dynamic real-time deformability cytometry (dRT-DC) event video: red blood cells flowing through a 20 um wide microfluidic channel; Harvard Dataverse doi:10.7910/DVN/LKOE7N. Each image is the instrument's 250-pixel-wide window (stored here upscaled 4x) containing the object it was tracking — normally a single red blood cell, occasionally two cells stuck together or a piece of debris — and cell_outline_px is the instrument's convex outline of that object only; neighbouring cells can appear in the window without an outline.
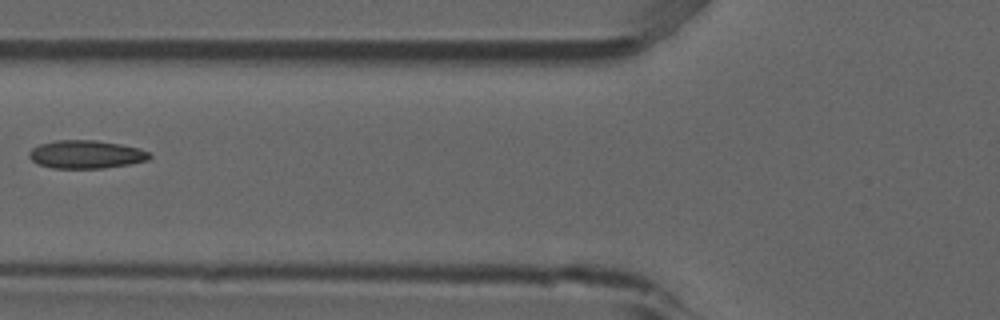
{"species": "common noctule bat (a hibernating species)", "species_latin": "Nyctalus noctula", "temperature_condition": "room temperature", "stored_images_in_passage": 6, "camera_frame_rate_fps": 3000, "um_per_image_px": 0.085, "animal": {"sex": "male", "forearm_length_mm": 52.5}, "frame": {"image": 1, "passage_image": 6, "time_ms": 1.667, "image_size_px": [1000, 320], "cell_outline_px": [[152, 156], [148, 160], [128, 164], [104, 168], [52, 168], [36, 164], [28, 156], [28, 152], [32, 148], [40, 144], [56, 140], [96, 140], [120, 144], [140, 148], [152, 152]], "centroid_in_image_um": [7.32, 13.12], "position_along_channel_um": 118.5, "area_um2": 19.94}}